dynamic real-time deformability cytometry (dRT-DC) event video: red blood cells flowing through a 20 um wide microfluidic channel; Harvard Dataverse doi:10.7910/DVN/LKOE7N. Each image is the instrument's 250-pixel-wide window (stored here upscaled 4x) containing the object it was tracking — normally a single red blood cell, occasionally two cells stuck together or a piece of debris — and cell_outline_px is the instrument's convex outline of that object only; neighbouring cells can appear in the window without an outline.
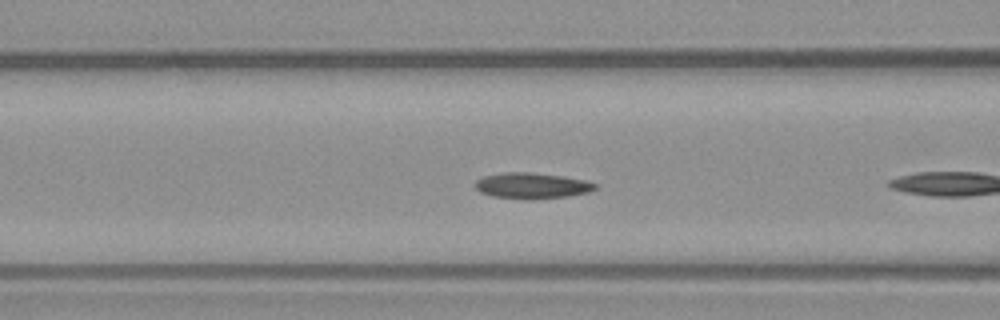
{"species": "common noctule bat (a hibernating species)", "species_latin": "Nyctalus noctula", "temperature_condition": "warm", "stored_images_in_passage": 51, "camera_frame_rate_fps": 3000, "um_per_image_px": 0.085, "animal": {"sex": "male", "body_mass_g": 23.1, "forearm_length_mm": 52.7}, "frame": {"image": 1, "passage_image": 18, "time_ms": 5.667, "image_size_px": [1000, 320], "cell_outline_px": [[596, 188], [588, 192], [568, 196], [532, 200], [524, 200], [492, 196], [480, 192], [472, 184], [476, 180], [484, 176], [504, 172], [532, 172], [560, 176], [584, 180], [596, 184]], "centroid_in_image_um": [45.15, 15.79], "position_along_channel_um": 121.5, "area_um2": 18.21}}
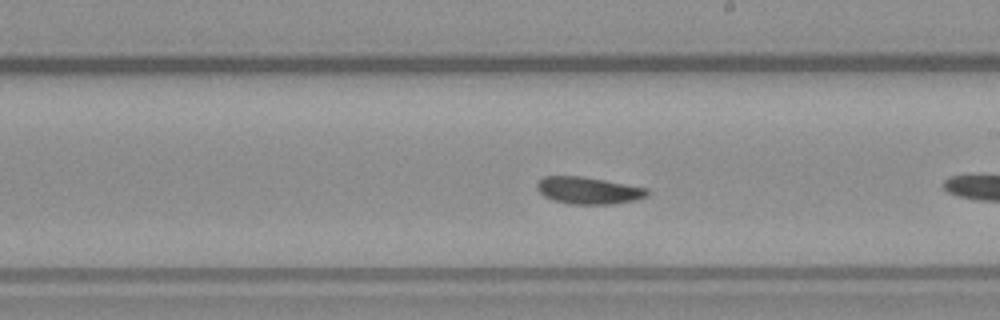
{"frame": {"image": 2, "passage_image": 27, "time_ms": 8.667, "image_size_px": [1000, 320], "cell_outline_px": [[648, 196], [636, 200], [612, 204], [568, 204], [552, 200], [544, 196], [536, 188], [536, 184], [544, 176], [580, 176], [604, 180], [648, 188]], "centroid_in_image_um": [50.01, 16.2], "position_along_channel_um": 239.0, "area_um2": 17.4}}
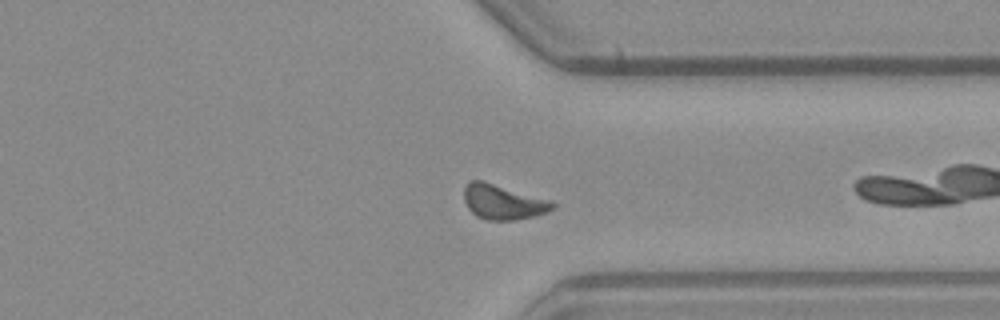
{"frame": {"image": 3, "passage_image": 37, "time_ms": 12.0, "image_size_px": [1000, 320], "cell_outline_px": [[556, 208], [548, 212], [536, 216], [512, 220], [488, 220], [476, 216], [468, 208], [464, 200], [464, 188], [468, 180], [484, 180], [552, 200], [556, 204]], "centroid_in_image_um": [42.79, 17.15], "position_along_channel_um": 368.6, "area_um2": 18.38}, "authors_computed_cell_mechanics": {"area_um2": 17.629, "velocity_mm_per_s": 3.9231, "shape_relaxation_time_tau1_ms": 7.2655, "shape_relaxation_time_tau2_ms": null, "deformation_change_tau1": 0.1212, "deformation_change_tau2": null}}